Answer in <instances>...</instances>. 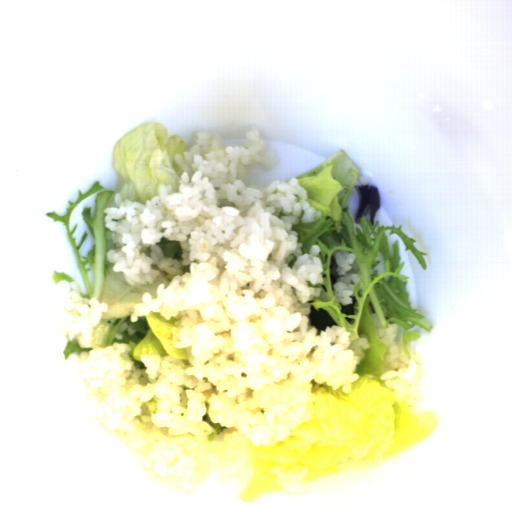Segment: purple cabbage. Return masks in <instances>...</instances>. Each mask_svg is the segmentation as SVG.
<instances>
[{
    "label": "purple cabbage",
    "instance_id": "1",
    "mask_svg": "<svg viewBox=\"0 0 512 512\" xmlns=\"http://www.w3.org/2000/svg\"><path fill=\"white\" fill-rule=\"evenodd\" d=\"M358 195V205L354 216L357 224L367 216L372 223H375L376 215L380 209V192L374 184L353 185Z\"/></svg>",
    "mask_w": 512,
    "mask_h": 512
},
{
    "label": "purple cabbage",
    "instance_id": "2",
    "mask_svg": "<svg viewBox=\"0 0 512 512\" xmlns=\"http://www.w3.org/2000/svg\"><path fill=\"white\" fill-rule=\"evenodd\" d=\"M310 322V326L316 327V335L321 336V331L326 332V327L332 328V325H336L335 320L330 313L324 308L315 309L310 305V313L307 316Z\"/></svg>",
    "mask_w": 512,
    "mask_h": 512
}]
</instances>
